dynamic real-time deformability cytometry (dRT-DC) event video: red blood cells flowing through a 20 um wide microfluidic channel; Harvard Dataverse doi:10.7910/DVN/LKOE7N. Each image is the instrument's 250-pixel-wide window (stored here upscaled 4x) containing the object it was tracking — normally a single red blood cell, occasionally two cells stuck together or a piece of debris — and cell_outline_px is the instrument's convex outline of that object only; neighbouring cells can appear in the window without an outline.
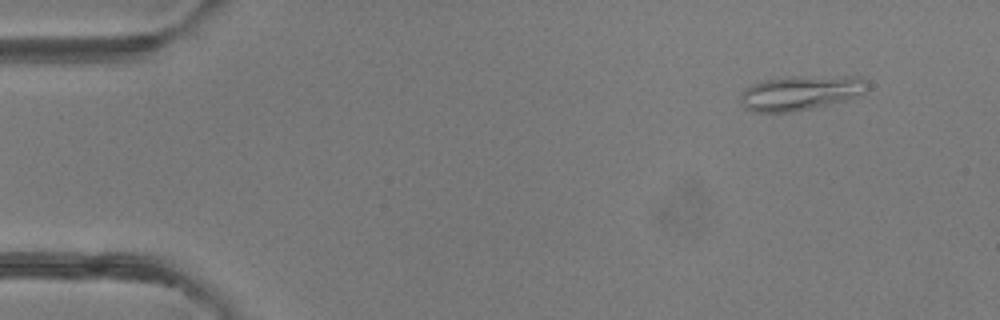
{"species": "common noctule bat (a hibernating species)", "species_latin": "Nyctalus noctula", "temperature_condition": "room temperature", "stored_images_in_passage": 5, "camera_frame_rate_fps": 3000, "um_per_image_px": 0.085, "animal": {"sex": "female"}, "frame": {"image": 1, "passage_image": 2, "time_ms": 1.333, "image_size_px": [1000, 320], "cell_outline_px": [[868, 88], [864, 92], [856, 96], [844, 100], [792, 112], [752, 112], [744, 108], [740, 100], [740, 96], [744, 88], [752, 84], [764, 80], [792, 76], [860, 76], [868, 84]], "centroid_in_image_um": [68.01, 7.88], "position_along_channel_um": 17.0, "area_um2": 25.61}}